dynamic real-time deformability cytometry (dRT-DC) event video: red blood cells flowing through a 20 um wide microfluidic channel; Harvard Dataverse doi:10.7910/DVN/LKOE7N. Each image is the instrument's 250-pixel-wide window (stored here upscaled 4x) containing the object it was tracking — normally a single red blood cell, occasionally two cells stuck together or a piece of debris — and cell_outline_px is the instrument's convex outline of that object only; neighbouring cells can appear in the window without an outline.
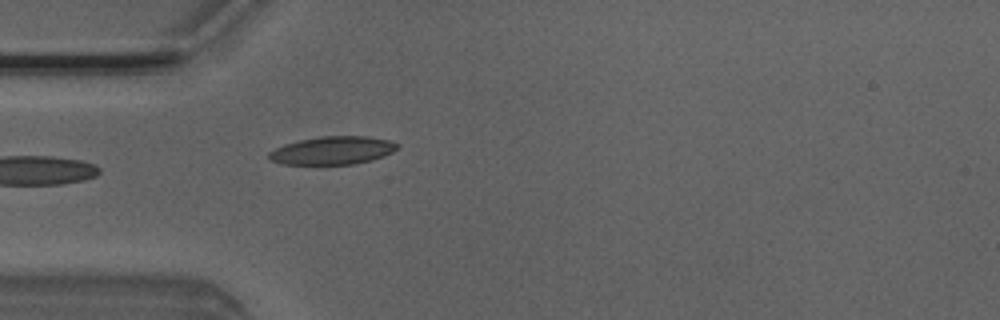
{"species": "Egyptian fruit bat (a non-hibernating species)", "species_latin": "Rousettus aegyptiacus", "temperature_condition": "room temperature", "stored_images_in_passage": 4, "camera_frame_rate_fps": 3000, "um_per_image_px": 0.085, "animal": {"sex": "male"}, "frame": {"image": 1, "passage_image": 4, "time_ms": 1.0, "image_size_px": [1000, 320], "cell_outline_px": [[400, 148], [384, 156], [372, 160], [356, 164], [280, 164], [268, 160], [268, 152], [284, 144], [300, 140], [320, 136], [368, 136], [388, 140], [400, 144]], "centroid_in_image_um": [28.28, 12.79], "position_along_channel_um": 56.7, "area_um2": 21.21}}